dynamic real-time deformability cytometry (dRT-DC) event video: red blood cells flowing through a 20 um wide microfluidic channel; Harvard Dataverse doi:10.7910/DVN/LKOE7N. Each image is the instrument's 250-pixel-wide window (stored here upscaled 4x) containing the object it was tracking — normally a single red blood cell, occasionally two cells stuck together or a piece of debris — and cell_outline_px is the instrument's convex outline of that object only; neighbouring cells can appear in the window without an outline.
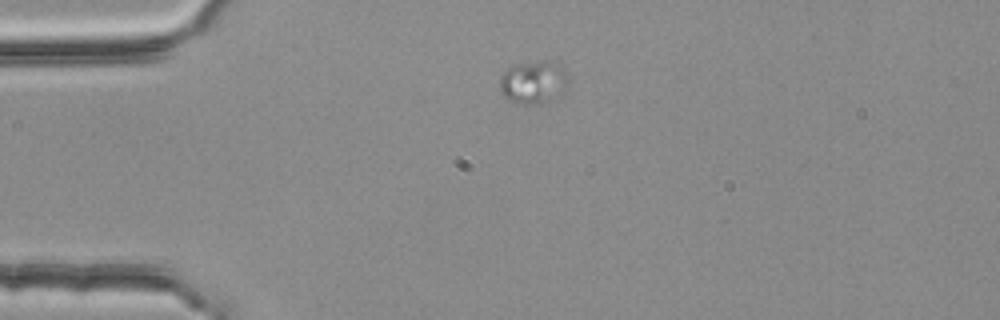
{"species": "common noctule bat (a hibernating species)", "species_latin": "Nyctalus noctula", "temperature_condition": "room temperature", "stored_images_in_passage": 4, "camera_frame_rate_fps": 3000, "um_per_image_px": 0.085, "animal": {"sex": "female", "body_mass_g": 25.1}, "frame": {"image": 1, "passage_image": 4, "time_ms": 1.0, "image_size_px": [1000, 320], "cell_outline_px": [[568, 84], [564, 88], [540, 104], [520, 104], [508, 100], [500, 92], [500, 76], [512, 64], [540, 60], [548, 60], [564, 68], [568, 76]], "centroid_in_image_um": [45.28, 6.95], "position_along_channel_um": 39.7, "area_um2": 16.99}}